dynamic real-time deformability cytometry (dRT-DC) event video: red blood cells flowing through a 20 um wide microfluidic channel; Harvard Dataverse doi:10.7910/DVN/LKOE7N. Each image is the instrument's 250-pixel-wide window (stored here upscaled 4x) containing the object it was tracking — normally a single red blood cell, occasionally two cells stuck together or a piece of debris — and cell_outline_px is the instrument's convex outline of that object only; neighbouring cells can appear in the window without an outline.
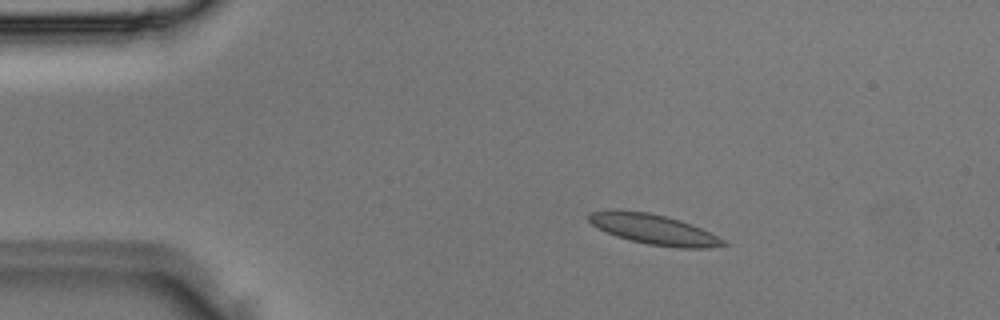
{"species": "Egyptian fruit bat (a non-hibernating species)", "species_latin": "Rousettus aegyptiacus", "temperature_condition": "room temperature", "stored_images_in_passage": 2, "camera_frame_rate_fps": 3000, "um_per_image_px": 0.085, "animal": {"sex": "male"}, "frame": {"image": 1, "passage_image": 1, "time_ms": 0.0, "image_size_px": [1000, 320], "cell_outline_px": [[728, 244], [704, 248], [680, 248], [648, 244], [616, 236], [592, 224], [588, 220], [588, 216], [592, 212], [612, 208], [648, 212], [680, 220], [692, 224], [724, 240]], "centroid_in_image_um": [55.53, 19.47], "position_along_channel_um": 29.5, "area_um2": 23.35}}